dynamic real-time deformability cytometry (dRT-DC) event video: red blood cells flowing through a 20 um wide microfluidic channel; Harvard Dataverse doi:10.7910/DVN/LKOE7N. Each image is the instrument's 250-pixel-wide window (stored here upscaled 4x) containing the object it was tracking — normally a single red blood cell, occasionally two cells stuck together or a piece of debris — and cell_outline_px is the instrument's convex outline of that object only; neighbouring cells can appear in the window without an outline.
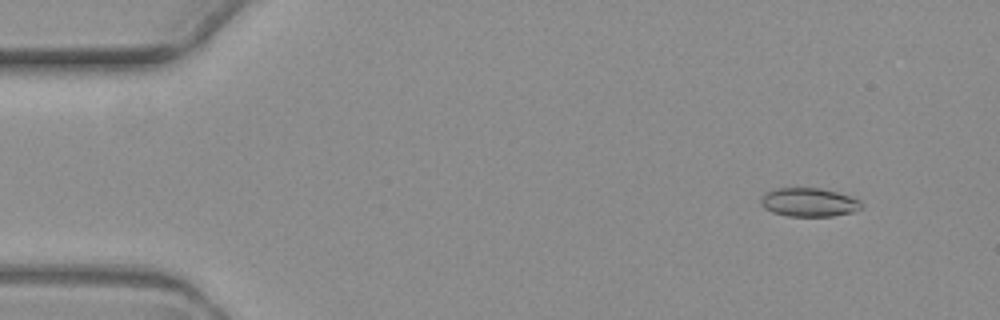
{"species": "common noctule bat (a hibernating species)", "species_latin": "Nyctalus noctula", "temperature_condition": "warm", "stored_images_in_passage": 7, "camera_frame_rate_fps": 3000, "um_per_image_px": 0.085, "animal": {"sex": "female", "body_mass_g": 19.3, "forearm_length_mm": 54.1}, "frame": {"image": 1, "passage_image": 2, "time_ms": 1.333, "image_size_px": [1000, 320], "cell_outline_px": [[864, 208], [852, 212], [832, 216], [788, 216], [772, 212], [764, 208], [760, 204], [760, 196], [764, 192], [776, 188], [820, 188], [836, 192], [860, 200]], "centroid_in_image_um": [68.72, 17.19], "position_along_channel_um": 16.3, "area_um2": 16.94}}
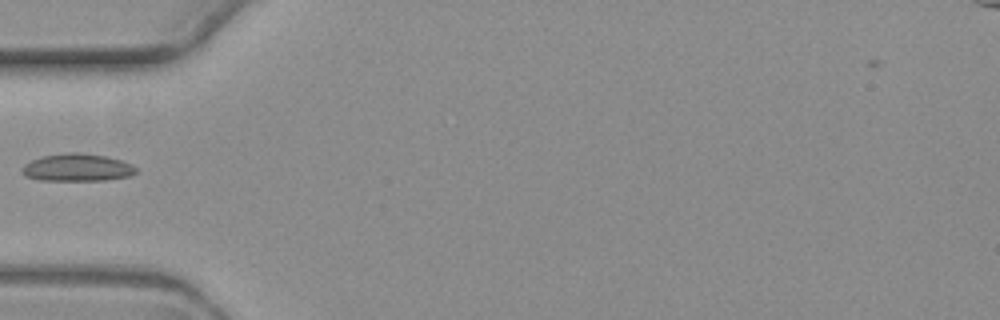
{"frame": {"image": 2, "passage_image": 6, "time_ms": 6.333, "image_size_px": [1000, 320], "cell_outline_px": [[136, 172], [128, 176], [104, 180], [40, 180], [24, 176], [24, 164], [40, 156], [68, 152], [80, 152], [104, 156], [120, 160], [132, 164], [136, 168]], "centroid_in_image_um": [6.55, 14.23], "position_along_channel_um": 78.4, "area_um2": 18.09}}
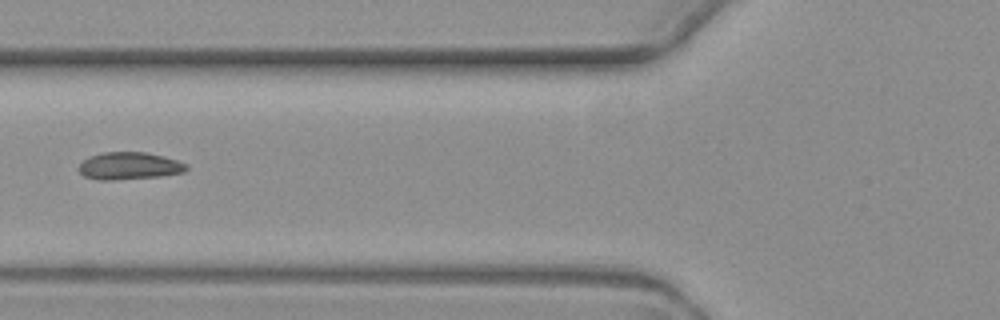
{"frame": {"image": 3, "passage_image": 7, "time_ms": 7.333, "image_size_px": [1000, 320], "cell_outline_px": [[188, 168], [184, 172], [160, 176], [112, 180], [96, 180], [84, 176], [76, 168], [84, 160], [92, 156], [104, 152], [144, 152], [164, 156], [188, 164]], "centroid_in_image_um": [10.98, 14.11], "position_along_channel_um": 114.8, "area_um2": 17.11}}